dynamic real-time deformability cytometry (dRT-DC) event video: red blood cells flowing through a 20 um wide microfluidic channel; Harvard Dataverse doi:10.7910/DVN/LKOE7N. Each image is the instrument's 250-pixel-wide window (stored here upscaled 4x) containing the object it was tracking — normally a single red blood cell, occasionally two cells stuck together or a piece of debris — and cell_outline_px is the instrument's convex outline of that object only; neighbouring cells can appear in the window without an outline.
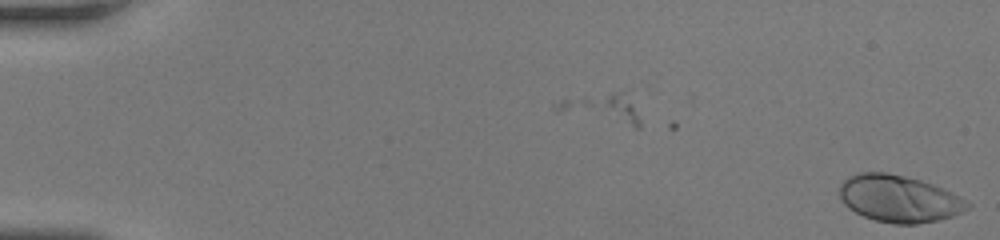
{"species": "human", "species_latin": "Homo sapiens", "temperature_condition": "room temperature", "stored_images_in_passage": 9, "camera_frame_rate_fps": 3000, "um_per_image_px": 0.085, "donor": {"sex": "female"}, "frame": {"image": 1, "passage_image": 9, "time_ms": 2.667, "image_size_px": [1000, 240], "cell_outline_px": [[972, 204], [968, 208], [952, 216], [936, 220], [916, 224], [896, 224], [876, 220], [864, 216], [848, 208], [840, 200], [840, 184], [848, 176], [856, 172], [888, 172], [920, 180], [944, 188], [960, 196]], "centroid_in_image_um": [76.4, 16.87], "position_along_channel_um": 8.6, "area_um2": 35.03}}